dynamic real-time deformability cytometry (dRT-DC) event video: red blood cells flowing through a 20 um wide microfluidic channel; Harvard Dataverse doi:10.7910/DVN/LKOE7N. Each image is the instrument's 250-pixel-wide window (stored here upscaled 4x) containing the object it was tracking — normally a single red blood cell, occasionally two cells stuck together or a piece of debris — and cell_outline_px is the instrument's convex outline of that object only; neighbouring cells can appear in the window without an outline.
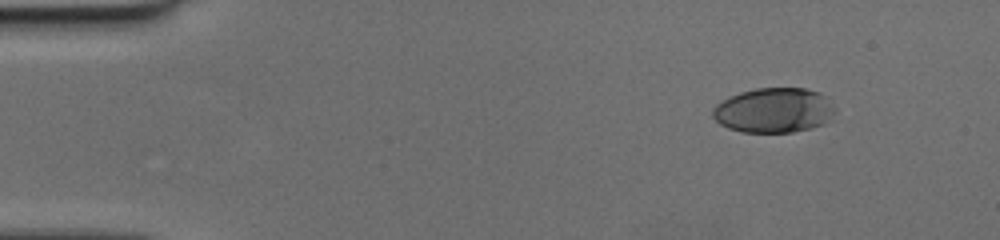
{"species": "human", "species_latin": "Homo sapiens", "temperature_condition": "cold", "stored_images_in_passage": 46, "camera_frame_rate_fps": 3000, "um_per_image_px": 0.085, "donor": {"sex": "female"}, "frame": {"image": 1, "passage_image": 1, "time_ms": 0.0, "image_size_px": [1000, 240], "cell_outline_px": [[836, 112], [824, 124], [812, 128], [792, 132], [740, 132], [728, 128], [720, 124], [712, 116], [712, 108], [720, 100], [740, 92], [756, 88], [804, 88], [820, 92], [836, 108]], "centroid_in_image_um": [65.77, 9.37], "position_along_channel_um": 19.2, "area_um2": 32.25}}
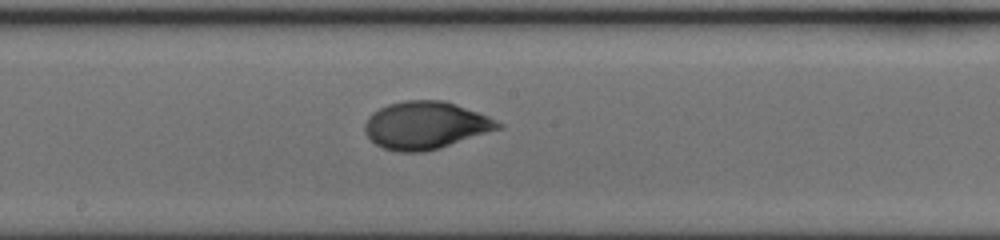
{"frame": {"image": 2, "passage_image": 23, "time_ms": 7.333, "image_size_px": [1000, 240], "cell_outline_px": [[504, 128], [440, 148], [424, 152], [396, 152], [384, 148], [376, 144], [364, 132], [364, 124], [368, 116], [372, 112], [388, 104], [404, 100], [444, 100], [456, 104], [488, 116], [504, 124]], "centroid_in_image_um": [36.19, 10.65], "position_along_channel_um": 212.0, "area_um2": 37.22}}
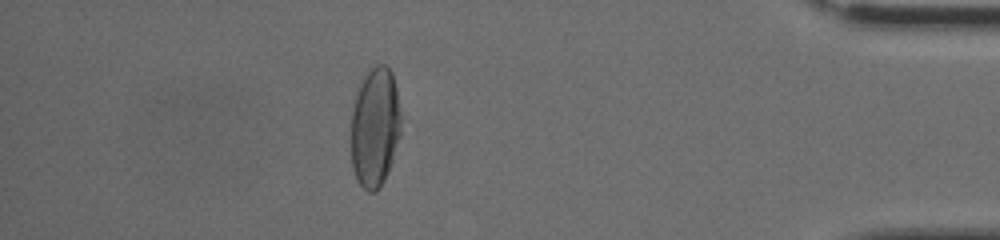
{"frame": {"image": 3, "passage_image": 40, "time_ms": 13.0, "image_size_px": [1000, 240], "cell_outline_px": [[400, 136], [392, 160], [384, 180], [376, 192], [368, 192], [356, 180], [352, 168], [352, 112], [360, 80], [376, 64], [384, 64], [392, 72], [396, 88], [400, 112]], "centroid_in_image_um": [31.87, 10.82], "position_along_channel_um": 403.3, "area_um2": 34.68}}